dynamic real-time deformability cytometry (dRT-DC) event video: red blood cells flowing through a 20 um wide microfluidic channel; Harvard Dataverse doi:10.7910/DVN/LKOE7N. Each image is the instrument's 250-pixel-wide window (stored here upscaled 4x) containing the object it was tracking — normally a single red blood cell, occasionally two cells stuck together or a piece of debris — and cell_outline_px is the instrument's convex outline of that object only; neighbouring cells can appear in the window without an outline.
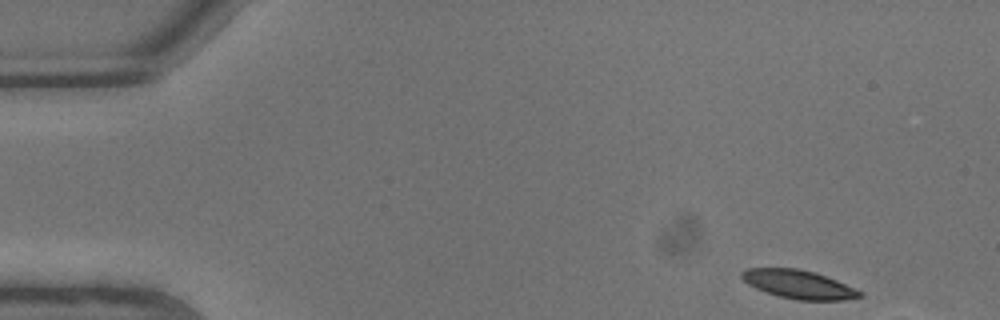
{"species": "common noctule bat (a hibernating species)", "species_latin": "Nyctalus noctula", "temperature_condition": "warm", "stored_images_in_passage": 6, "camera_frame_rate_fps": 3000, "um_per_image_px": 0.085, "animal": {"sex": "male", "body_mass_g": 13.3}, "frame": {"image": 1, "passage_image": 1, "time_ms": 0.0, "image_size_px": [1000, 320], "cell_outline_px": [[864, 296], [844, 300], [796, 300], [780, 296], [756, 288], [748, 284], [740, 276], [740, 272], [744, 268], [796, 268], [816, 272], [836, 280], [860, 292]], "centroid_in_image_um": [67.84, 24.16], "position_along_channel_um": 17.2, "area_um2": 19.42}}